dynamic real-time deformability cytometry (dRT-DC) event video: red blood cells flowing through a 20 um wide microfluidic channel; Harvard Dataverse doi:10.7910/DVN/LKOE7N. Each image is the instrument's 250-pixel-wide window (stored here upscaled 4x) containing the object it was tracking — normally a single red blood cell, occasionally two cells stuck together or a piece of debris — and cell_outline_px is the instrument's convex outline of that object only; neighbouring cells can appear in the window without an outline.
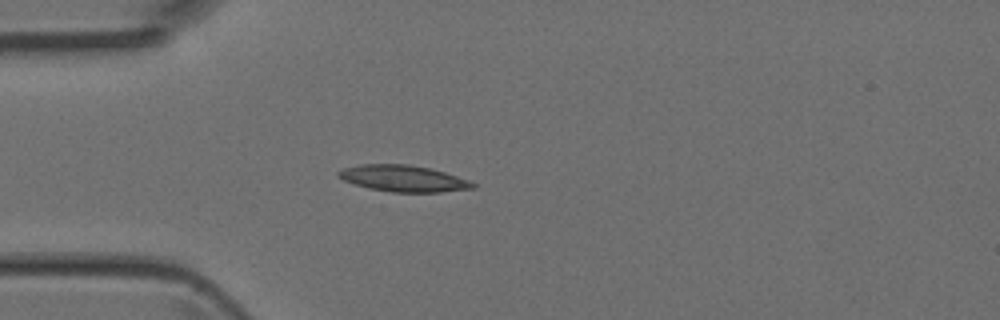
{"species": "Egyptian fruit bat (a non-hibernating species)", "species_latin": "Rousettus aegyptiacus", "temperature_condition": "room temperature", "stored_images_in_passage": 2, "camera_frame_rate_fps": 3000, "um_per_image_px": 0.085, "animal": {"sex": "female"}, "frame": {"image": 1, "passage_image": 2, "time_ms": 0.333, "image_size_px": [1000, 320], "cell_outline_px": [[476, 188], [440, 192], [392, 192], [368, 188], [344, 180], [336, 176], [336, 172], [344, 168], [360, 164], [408, 164], [428, 168], [444, 172], [468, 180], [476, 184]], "centroid_in_image_um": [34.26, 15.17], "position_along_channel_um": 50.7, "area_um2": 20.58}}